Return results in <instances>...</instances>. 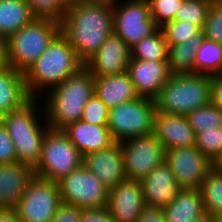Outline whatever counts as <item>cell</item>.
<instances>
[{
	"label": "cell",
	"mask_w": 222,
	"mask_h": 222,
	"mask_svg": "<svg viewBox=\"0 0 222 222\" xmlns=\"http://www.w3.org/2000/svg\"><path fill=\"white\" fill-rule=\"evenodd\" d=\"M60 33L85 64L113 33V3L78 1L67 6Z\"/></svg>",
	"instance_id": "1"
},
{
	"label": "cell",
	"mask_w": 222,
	"mask_h": 222,
	"mask_svg": "<svg viewBox=\"0 0 222 222\" xmlns=\"http://www.w3.org/2000/svg\"><path fill=\"white\" fill-rule=\"evenodd\" d=\"M48 91L43 122L51 129L63 130L81 120L84 107L94 95V76L84 66Z\"/></svg>",
	"instance_id": "2"
},
{
	"label": "cell",
	"mask_w": 222,
	"mask_h": 222,
	"mask_svg": "<svg viewBox=\"0 0 222 222\" xmlns=\"http://www.w3.org/2000/svg\"><path fill=\"white\" fill-rule=\"evenodd\" d=\"M84 66L69 41L59 33L23 73L27 92L31 98H37L40 90L42 93L54 88Z\"/></svg>",
	"instance_id": "3"
},
{
	"label": "cell",
	"mask_w": 222,
	"mask_h": 222,
	"mask_svg": "<svg viewBox=\"0 0 222 222\" xmlns=\"http://www.w3.org/2000/svg\"><path fill=\"white\" fill-rule=\"evenodd\" d=\"M210 78L197 73L171 74L155 99L157 112L188 115L209 105Z\"/></svg>",
	"instance_id": "4"
},
{
	"label": "cell",
	"mask_w": 222,
	"mask_h": 222,
	"mask_svg": "<svg viewBox=\"0 0 222 222\" xmlns=\"http://www.w3.org/2000/svg\"><path fill=\"white\" fill-rule=\"evenodd\" d=\"M60 33V23L48 19H34L8 38L10 66L25 72Z\"/></svg>",
	"instance_id": "5"
},
{
	"label": "cell",
	"mask_w": 222,
	"mask_h": 222,
	"mask_svg": "<svg viewBox=\"0 0 222 222\" xmlns=\"http://www.w3.org/2000/svg\"><path fill=\"white\" fill-rule=\"evenodd\" d=\"M83 164V156L62 130L49 129L42 143L35 176L58 182Z\"/></svg>",
	"instance_id": "6"
},
{
	"label": "cell",
	"mask_w": 222,
	"mask_h": 222,
	"mask_svg": "<svg viewBox=\"0 0 222 222\" xmlns=\"http://www.w3.org/2000/svg\"><path fill=\"white\" fill-rule=\"evenodd\" d=\"M155 100L138 97L109 108L108 128L116 142L154 132Z\"/></svg>",
	"instance_id": "7"
},
{
	"label": "cell",
	"mask_w": 222,
	"mask_h": 222,
	"mask_svg": "<svg viewBox=\"0 0 222 222\" xmlns=\"http://www.w3.org/2000/svg\"><path fill=\"white\" fill-rule=\"evenodd\" d=\"M118 1L113 2V33L130 49L160 28L151 17L147 0H126L120 5Z\"/></svg>",
	"instance_id": "8"
},
{
	"label": "cell",
	"mask_w": 222,
	"mask_h": 222,
	"mask_svg": "<svg viewBox=\"0 0 222 222\" xmlns=\"http://www.w3.org/2000/svg\"><path fill=\"white\" fill-rule=\"evenodd\" d=\"M61 201L81 209L107 207L109 189L83 164L58 181Z\"/></svg>",
	"instance_id": "9"
},
{
	"label": "cell",
	"mask_w": 222,
	"mask_h": 222,
	"mask_svg": "<svg viewBox=\"0 0 222 222\" xmlns=\"http://www.w3.org/2000/svg\"><path fill=\"white\" fill-rule=\"evenodd\" d=\"M61 204L58 182L35 176L15 211L21 222H50Z\"/></svg>",
	"instance_id": "10"
},
{
	"label": "cell",
	"mask_w": 222,
	"mask_h": 222,
	"mask_svg": "<svg viewBox=\"0 0 222 222\" xmlns=\"http://www.w3.org/2000/svg\"><path fill=\"white\" fill-rule=\"evenodd\" d=\"M126 179L141 181L165 159V150L155 133L120 142Z\"/></svg>",
	"instance_id": "11"
},
{
	"label": "cell",
	"mask_w": 222,
	"mask_h": 222,
	"mask_svg": "<svg viewBox=\"0 0 222 222\" xmlns=\"http://www.w3.org/2000/svg\"><path fill=\"white\" fill-rule=\"evenodd\" d=\"M164 160L181 189H200L207 173L214 167L196 146L168 149Z\"/></svg>",
	"instance_id": "12"
},
{
	"label": "cell",
	"mask_w": 222,
	"mask_h": 222,
	"mask_svg": "<svg viewBox=\"0 0 222 222\" xmlns=\"http://www.w3.org/2000/svg\"><path fill=\"white\" fill-rule=\"evenodd\" d=\"M145 206L140 181L125 179L109 189L107 208L115 222H137Z\"/></svg>",
	"instance_id": "13"
},
{
	"label": "cell",
	"mask_w": 222,
	"mask_h": 222,
	"mask_svg": "<svg viewBox=\"0 0 222 222\" xmlns=\"http://www.w3.org/2000/svg\"><path fill=\"white\" fill-rule=\"evenodd\" d=\"M131 49L116 34L112 33L99 50L85 63L94 77L112 76L127 71Z\"/></svg>",
	"instance_id": "14"
},
{
	"label": "cell",
	"mask_w": 222,
	"mask_h": 222,
	"mask_svg": "<svg viewBox=\"0 0 222 222\" xmlns=\"http://www.w3.org/2000/svg\"><path fill=\"white\" fill-rule=\"evenodd\" d=\"M127 71L139 97L155 100L160 90L170 78L167 61H147L131 59Z\"/></svg>",
	"instance_id": "15"
},
{
	"label": "cell",
	"mask_w": 222,
	"mask_h": 222,
	"mask_svg": "<svg viewBox=\"0 0 222 222\" xmlns=\"http://www.w3.org/2000/svg\"><path fill=\"white\" fill-rule=\"evenodd\" d=\"M83 165L108 189L126 179L120 142L83 157Z\"/></svg>",
	"instance_id": "16"
},
{
	"label": "cell",
	"mask_w": 222,
	"mask_h": 222,
	"mask_svg": "<svg viewBox=\"0 0 222 222\" xmlns=\"http://www.w3.org/2000/svg\"><path fill=\"white\" fill-rule=\"evenodd\" d=\"M146 206L163 208L172 203L181 190L165 160L141 181Z\"/></svg>",
	"instance_id": "17"
},
{
	"label": "cell",
	"mask_w": 222,
	"mask_h": 222,
	"mask_svg": "<svg viewBox=\"0 0 222 222\" xmlns=\"http://www.w3.org/2000/svg\"><path fill=\"white\" fill-rule=\"evenodd\" d=\"M34 178V167L28 164H0V210H15Z\"/></svg>",
	"instance_id": "18"
},
{
	"label": "cell",
	"mask_w": 222,
	"mask_h": 222,
	"mask_svg": "<svg viewBox=\"0 0 222 222\" xmlns=\"http://www.w3.org/2000/svg\"><path fill=\"white\" fill-rule=\"evenodd\" d=\"M154 133L165 151L172 148L196 146V133L190 126L187 115L157 112Z\"/></svg>",
	"instance_id": "19"
},
{
	"label": "cell",
	"mask_w": 222,
	"mask_h": 222,
	"mask_svg": "<svg viewBox=\"0 0 222 222\" xmlns=\"http://www.w3.org/2000/svg\"><path fill=\"white\" fill-rule=\"evenodd\" d=\"M62 131L83 157L106 149L116 142L107 125L90 124L83 120L68 125Z\"/></svg>",
	"instance_id": "20"
},
{
	"label": "cell",
	"mask_w": 222,
	"mask_h": 222,
	"mask_svg": "<svg viewBox=\"0 0 222 222\" xmlns=\"http://www.w3.org/2000/svg\"><path fill=\"white\" fill-rule=\"evenodd\" d=\"M38 98H31L21 108L3 115L2 124L6 127L11 139L44 138L50 129L39 125ZM37 116V117H36Z\"/></svg>",
	"instance_id": "21"
},
{
	"label": "cell",
	"mask_w": 222,
	"mask_h": 222,
	"mask_svg": "<svg viewBox=\"0 0 222 222\" xmlns=\"http://www.w3.org/2000/svg\"><path fill=\"white\" fill-rule=\"evenodd\" d=\"M94 94L108 108L139 97L128 71L112 76L94 77Z\"/></svg>",
	"instance_id": "22"
},
{
	"label": "cell",
	"mask_w": 222,
	"mask_h": 222,
	"mask_svg": "<svg viewBox=\"0 0 222 222\" xmlns=\"http://www.w3.org/2000/svg\"><path fill=\"white\" fill-rule=\"evenodd\" d=\"M30 99L23 72L11 66L0 69V112L5 115L16 111Z\"/></svg>",
	"instance_id": "23"
},
{
	"label": "cell",
	"mask_w": 222,
	"mask_h": 222,
	"mask_svg": "<svg viewBox=\"0 0 222 222\" xmlns=\"http://www.w3.org/2000/svg\"><path fill=\"white\" fill-rule=\"evenodd\" d=\"M162 209L166 222H195L205 213L200 189H181L174 201Z\"/></svg>",
	"instance_id": "24"
},
{
	"label": "cell",
	"mask_w": 222,
	"mask_h": 222,
	"mask_svg": "<svg viewBox=\"0 0 222 222\" xmlns=\"http://www.w3.org/2000/svg\"><path fill=\"white\" fill-rule=\"evenodd\" d=\"M35 17L26 0H0V35L9 38Z\"/></svg>",
	"instance_id": "25"
},
{
	"label": "cell",
	"mask_w": 222,
	"mask_h": 222,
	"mask_svg": "<svg viewBox=\"0 0 222 222\" xmlns=\"http://www.w3.org/2000/svg\"><path fill=\"white\" fill-rule=\"evenodd\" d=\"M203 39L202 30L189 41L168 45V65L171 74L194 73L196 51Z\"/></svg>",
	"instance_id": "26"
},
{
	"label": "cell",
	"mask_w": 222,
	"mask_h": 222,
	"mask_svg": "<svg viewBox=\"0 0 222 222\" xmlns=\"http://www.w3.org/2000/svg\"><path fill=\"white\" fill-rule=\"evenodd\" d=\"M200 191L205 212L222 222V168L214 165L203 180Z\"/></svg>",
	"instance_id": "27"
},
{
	"label": "cell",
	"mask_w": 222,
	"mask_h": 222,
	"mask_svg": "<svg viewBox=\"0 0 222 222\" xmlns=\"http://www.w3.org/2000/svg\"><path fill=\"white\" fill-rule=\"evenodd\" d=\"M222 67V44L203 37L196 51L194 73L219 75Z\"/></svg>",
	"instance_id": "28"
},
{
	"label": "cell",
	"mask_w": 222,
	"mask_h": 222,
	"mask_svg": "<svg viewBox=\"0 0 222 222\" xmlns=\"http://www.w3.org/2000/svg\"><path fill=\"white\" fill-rule=\"evenodd\" d=\"M131 59L147 61H168V44L159 28L151 36L145 37L131 48Z\"/></svg>",
	"instance_id": "29"
},
{
	"label": "cell",
	"mask_w": 222,
	"mask_h": 222,
	"mask_svg": "<svg viewBox=\"0 0 222 222\" xmlns=\"http://www.w3.org/2000/svg\"><path fill=\"white\" fill-rule=\"evenodd\" d=\"M196 147L213 165H217L222 159V127L197 133Z\"/></svg>",
	"instance_id": "30"
},
{
	"label": "cell",
	"mask_w": 222,
	"mask_h": 222,
	"mask_svg": "<svg viewBox=\"0 0 222 222\" xmlns=\"http://www.w3.org/2000/svg\"><path fill=\"white\" fill-rule=\"evenodd\" d=\"M195 133L222 127V111L211 104L198 108L187 115Z\"/></svg>",
	"instance_id": "31"
},
{
	"label": "cell",
	"mask_w": 222,
	"mask_h": 222,
	"mask_svg": "<svg viewBox=\"0 0 222 222\" xmlns=\"http://www.w3.org/2000/svg\"><path fill=\"white\" fill-rule=\"evenodd\" d=\"M160 28L168 45L189 41L201 30L197 25L184 20H173L165 23Z\"/></svg>",
	"instance_id": "32"
},
{
	"label": "cell",
	"mask_w": 222,
	"mask_h": 222,
	"mask_svg": "<svg viewBox=\"0 0 222 222\" xmlns=\"http://www.w3.org/2000/svg\"><path fill=\"white\" fill-rule=\"evenodd\" d=\"M212 0H185L175 15V20L189 21L203 29Z\"/></svg>",
	"instance_id": "33"
},
{
	"label": "cell",
	"mask_w": 222,
	"mask_h": 222,
	"mask_svg": "<svg viewBox=\"0 0 222 222\" xmlns=\"http://www.w3.org/2000/svg\"><path fill=\"white\" fill-rule=\"evenodd\" d=\"M35 19L61 23L67 6L61 0H26Z\"/></svg>",
	"instance_id": "34"
},
{
	"label": "cell",
	"mask_w": 222,
	"mask_h": 222,
	"mask_svg": "<svg viewBox=\"0 0 222 222\" xmlns=\"http://www.w3.org/2000/svg\"><path fill=\"white\" fill-rule=\"evenodd\" d=\"M44 138L12 139L17 161L35 167L40 159Z\"/></svg>",
	"instance_id": "35"
},
{
	"label": "cell",
	"mask_w": 222,
	"mask_h": 222,
	"mask_svg": "<svg viewBox=\"0 0 222 222\" xmlns=\"http://www.w3.org/2000/svg\"><path fill=\"white\" fill-rule=\"evenodd\" d=\"M202 34L204 38L222 44V0H212Z\"/></svg>",
	"instance_id": "36"
},
{
	"label": "cell",
	"mask_w": 222,
	"mask_h": 222,
	"mask_svg": "<svg viewBox=\"0 0 222 222\" xmlns=\"http://www.w3.org/2000/svg\"><path fill=\"white\" fill-rule=\"evenodd\" d=\"M185 0H147L151 17L159 27L175 20V15Z\"/></svg>",
	"instance_id": "37"
},
{
	"label": "cell",
	"mask_w": 222,
	"mask_h": 222,
	"mask_svg": "<svg viewBox=\"0 0 222 222\" xmlns=\"http://www.w3.org/2000/svg\"><path fill=\"white\" fill-rule=\"evenodd\" d=\"M109 108L94 94L83 110L84 122L95 125H108Z\"/></svg>",
	"instance_id": "38"
},
{
	"label": "cell",
	"mask_w": 222,
	"mask_h": 222,
	"mask_svg": "<svg viewBox=\"0 0 222 222\" xmlns=\"http://www.w3.org/2000/svg\"><path fill=\"white\" fill-rule=\"evenodd\" d=\"M17 161L15 145L6 130V127L0 125V164H11Z\"/></svg>",
	"instance_id": "39"
},
{
	"label": "cell",
	"mask_w": 222,
	"mask_h": 222,
	"mask_svg": "<svg viewBox=\"0 0 222 222\" xmlns=\"http://www.w3.org/2000/svg\"><path fill=\"white\" fill-rule=\"evenodd\" d=\"M82 209L62 203L50 222H81Z\"/></svg>",
	"instance_id": "40"
},
{
	"label": "cell",
	"mask_w": 222,
	"mask_h": 222,
	"mask_svg": "<svg viewBox=\"0 0 222 222\" xmlns=\"http://www.w3.org/2000/svg\"><path fill=\"white\" fill-rule=\"evenodd\" d=\"M81 222H115L107 207L82 209Z\"/></svg>",
	"instance_id": "41"
},
{
	"label": "cell",
	"mask_w": 222,
	"mask_h": 222,
	"mask_svg": "<svg viewBox=\"0 0 222 222\" xmlns=\"http://www.w3.org/2000/svg\"><path fill=\"white\" fill-rule=\"evenodd\" d=\"M210 88V104L219 108L222 111V75L211 76Z\"/></svg>",
	"instance_id": "42"
},
{
	"label": "cell",
	"mask_w": 222,
	"mask_h": 222,
	"mask_svg": "<svg viewBox=\"0 0 222 222\" xmlns=\"http://www.w3.org/2000/svg\"><path fill=\"white\" fill-rule=\"evenodd\" d=\"M137 222H166L164 211L160 207L145 206Z\"/></svg>",
	"instance_id": "43"
},
{
	"label": "cell",
	"mask_w": 222,
	"mask_h": 222,
	"mask_svg": "<svg viewBox=\"0 0 222 222\" xmlns=\"http://www.w3.org/2000/svg\"><path fill=\"white\" fill-rule=\"evenodd\" d=\"M9 66L8 39L0 35V69H5Z\"/></svg>",
	"instance_id": "44"
},
{
	"label": "cell",
	"mask_w": 222,
	"mask_h": 222,
	"mask_svg": "<svg viewBox=\"0 0 222 222\" xmlns=\"http://www.w3.org/2000/svg\"><path fill=\"white\" fill-rule=\"evenodd\" d=\"M0 222H21L15 210H0Z\"/></svg>",
	"instance_id": "45"
},
{
	"label": "cell",
	"mask_w": 222,
	"mask_h": 222,
	"mask_svg": "<svg viewBox=\"0 0 222 222\" xmlns=\"http://www.w3.org/2000/svg\"><path fill=\"white\" fill-rule=\"evenodd\" d=\"M195 222H221V221L213 214L205 212L202 216L197 218Z\"/></svg>",
	"instance_id": "46"
},
{
	"label": "cell",
	"mask_w": 222,
	"mask_h": 222,
	"mask_svg": "<svg viewBox=\"0 0 222 222\" xmlns=\"http://www.w3.org/2000/svg\"><path fill=\"white\" fill-rule=\"evenodd\" d=\"M82 2H105V3H113L115 0H79Z\"/></svg>",
	"instance_id": "47"
},
{
	"label": "cell",
	"mask_w": 222,
	"mask_h": 222,
	"mask_svg": "<svg viewBox=\"0 0 222 222\" xmlns=\"http://www.w3.org/2000/svg\"><path fill=\"white\" fill-rule=\"evenodd\" d=\"M66 6L77 3L79 0H61Z\"/></svg>",
	"instance_id": "48"
},
{
	"label": "cell",
	"mask_w": 222,
	"mask_h": 222,
	"mask_svg": "<svg viewBox=\"0 0 222 222\" xmlns=\"http://www.w3.org/2000/svg\"><path fill=\"white\" fill-rule=\"evenodd\" d=\"M3 121V114L0 112V125L2 124Z\"/></svg>",
	"instance_id": "49"
},
{
	"label": "cell",
	"mask_w": 222,
	"mask_h": 222,
	"mask_svg": "<svg viewBox=\"0 0 222 222\" xmlns=\"http://www.w3.org/2000/svg\"><path fill=\"white\" fill-rule=\"evenodd\" d=\"M216 166L222 168V159Z\"/></svg>",
	"instance_id": "50"
}]
</instances>
